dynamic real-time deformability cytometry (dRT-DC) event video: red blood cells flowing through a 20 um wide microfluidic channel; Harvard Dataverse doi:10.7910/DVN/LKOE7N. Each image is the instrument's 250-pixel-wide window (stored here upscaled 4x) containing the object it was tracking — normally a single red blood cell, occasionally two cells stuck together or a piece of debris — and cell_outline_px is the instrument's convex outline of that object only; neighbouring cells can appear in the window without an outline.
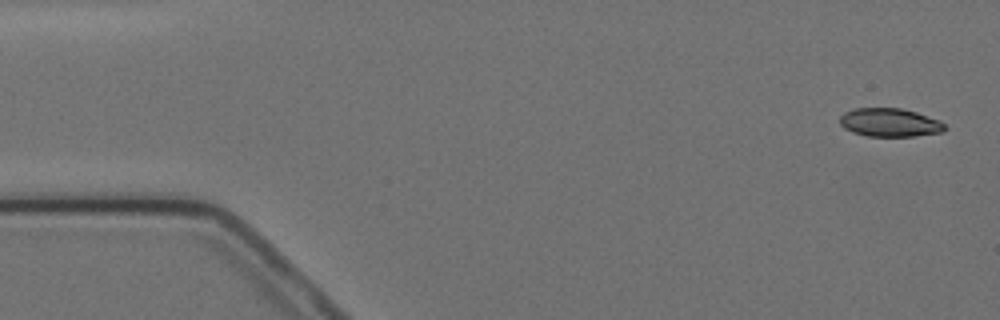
{"species": "Egyptian fruit bat (a non-hibernating species)", "species_latin": "Rousettus aegyptiacus", "temperature_condition": "cold", "stored_images_in_passage": 5, "camera_frame_rate_fps": 3000, "um_per_image_px": 0.085, "animal": {"sex": "female"}, "frame": {"image": 1, "passage_image": 1, "time_ms": 0.0, "image_size_px": [1000, 320], "cell_outline_px": [[948, 128], [940, 132], [916, 136], [864, 136], [852, 132], [844, 128], [840, 124], [840, 116], [844, 112], [852, 108], [900, 108], [916, 112], [940, 120]], "centroid_in_image_um": [75.61, 10.41], "position_along_channel_um": 9.4, "area_um2": 17.51}}